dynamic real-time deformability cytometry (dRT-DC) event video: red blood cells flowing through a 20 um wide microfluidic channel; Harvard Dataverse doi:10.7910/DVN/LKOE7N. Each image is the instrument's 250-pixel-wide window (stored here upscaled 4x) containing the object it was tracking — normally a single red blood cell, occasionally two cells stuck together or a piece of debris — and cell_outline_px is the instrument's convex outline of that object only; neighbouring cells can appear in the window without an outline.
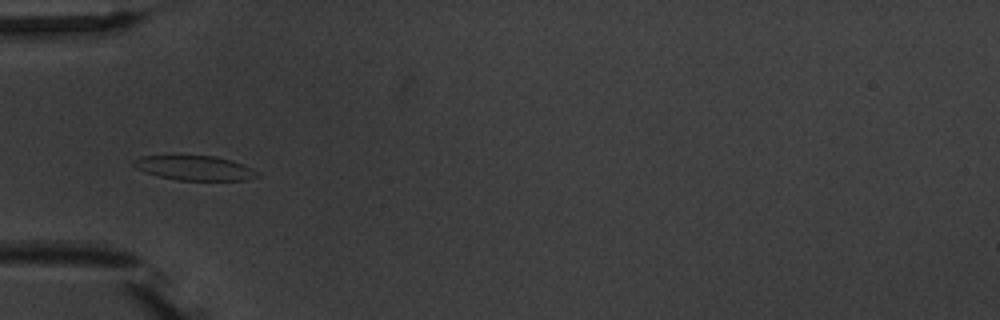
{"species": "common noctule bat (a hibernating species)", "species_latin": "Nyctalus noctula", "temperature_condition": "warm", "stored_images_in_passage": 6, "camera_frame_rate_fps": 3000, "um_per_image_px": 0.085, "animal": {"sex": "male", "body_mass_g": 20.1, "forearm_length_mm": 53.5}, "frame": {"image": 1, "passage_image": 4, "time_ms": 4.667, "image_size_px": [1000, 320], "cell_outline_px": [[260, 176], [244, 180], [180, 180], [156, 176], [144, 172], [136, 168], [132, 164], [132, 160], [140, 156], [216, 156], [232, 160], [244, 164], [260, 172]], "centroid_in_image_um": [16.56, 14.28], "position_along_channel_um": 68.4, "area_um2": 17.86}}
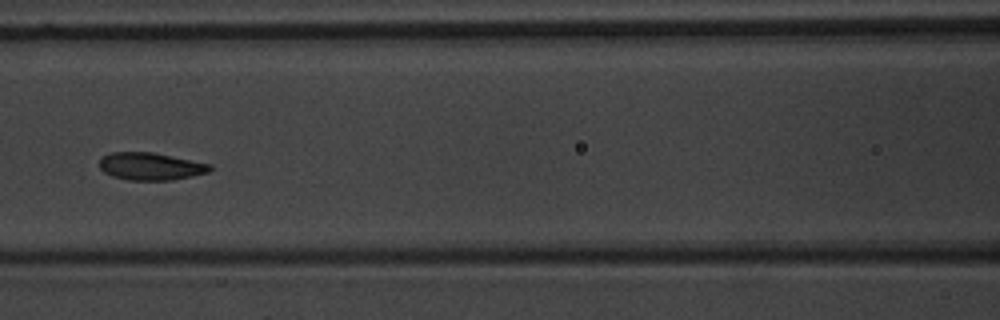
{"frame": {"image": 2, "passage_image": 6, "time_ms": 7.0, "image_size_px": [1000, 320], "cell_outline_px": [[212, 168], [208, 172], [192, 176], [172, 180], [128, 180], [112, 176], [104, 172], [100, 168], [100, 160], [104, 156], [112, 152], [152, 152], [212, 164]], "centroid_in_image_um": [12.81, 14.14], "position_along_channel_um": 153.8, "area_um2": 17.63}}